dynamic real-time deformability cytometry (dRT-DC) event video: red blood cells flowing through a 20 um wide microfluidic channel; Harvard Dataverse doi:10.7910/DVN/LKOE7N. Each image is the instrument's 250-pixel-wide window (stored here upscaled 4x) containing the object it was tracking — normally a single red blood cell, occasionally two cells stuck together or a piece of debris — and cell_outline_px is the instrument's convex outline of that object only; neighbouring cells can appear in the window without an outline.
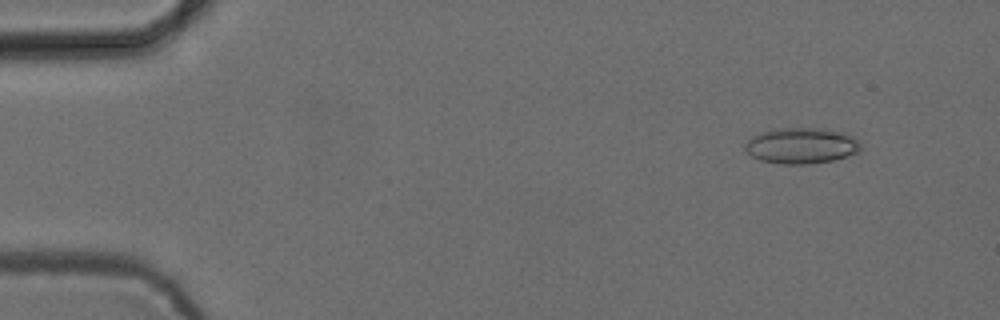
{"species": "common noctule bat (a hibernating species)", "species_latin": "Nyctalus noctula", "temperature_condition": "cold", "stored_images_in_passage": 50, "camera_frame_rate_fps": 3000, "um_per_image_px": 0.085, "animal": {"sex": "female", "body_mass_g": 24.6, "forearm_length_mm": 56.2}, "frame": {"image": 1, "passage_image": 3, "time_ms": 0.667, "image_size_px": [1000, 320], "cell_outline_px": [[860, 152], [832, 160], [808, 164], [784, 164], [760, 160], [752, 156], [744, 148], [744, 144], [752, 136], [760, 132], [776, 128], [824, 128], [844, 132], [860, 140]], "centroid_in_image_um": [68.13, 12.37], "position_along_channel_um": 16.9, "area_um2": 24.33}}
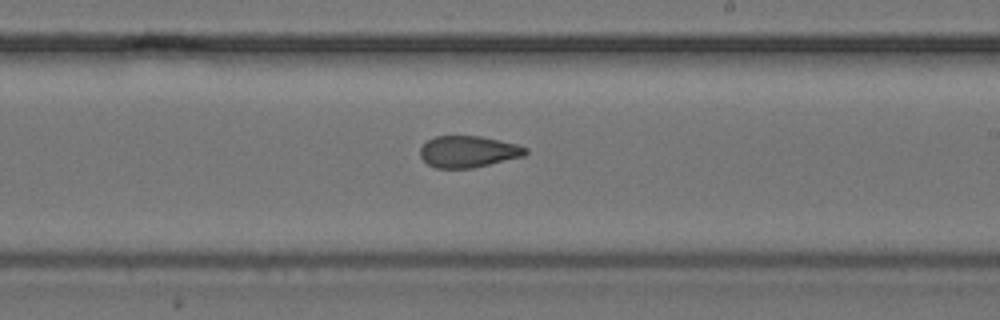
{"frame": {"image": 2, "passage_image": 29, "time_ms": 9.333, "image_size_px": [1000, 320], "cell_outline_px": [[528, 152], [524, 156], [472, 168], [436, 168], [428, 164], [420, 156], [420, 148], [428, 140], [436, 136], [480, 136], [500, 140], [516, 144], [528, 148]], "centroid_in_image_um": [39.81, 12.88], "position_along_channel_um": 249.2, "area_um2": 19.31}}
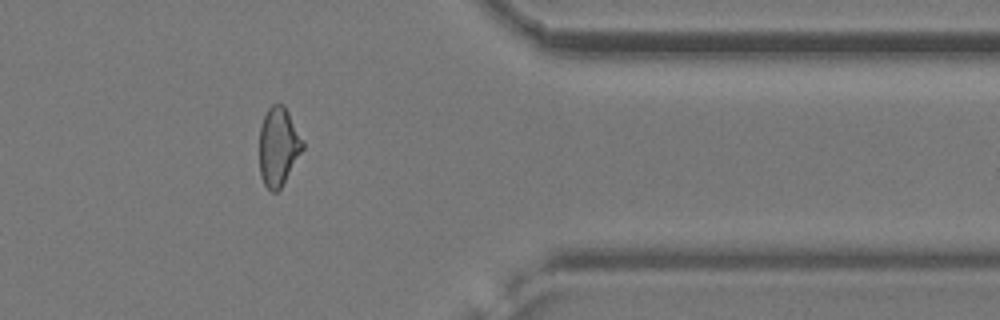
{"frame": {"image": 3, "passage_image": 41, "time_ms": 13.333, "image_size_px": [1000, 320], "cell_outline_px": [[304, 148], [280, 188], [276, 192], [272, 192], [264, 184], [260, 176], [260, 124], [268, 108], [272, 104], [284, 104], [304, 140]], "centroid_in_image_um": [23.67, 12.43], "position_along_channel_um": 387.7, "area_um2": 19.83}, "authors_computed_cell_mechanics": {"area_um2": 20.6346, "velocity_mm_per_s": 3.8854, "shape_relaxation_time_tau1_ms": null, "shape_relaxation_time_tau2_ms": 2.7687, "deformation_change_tau1": null, "deformation_change_tau2": 0.0994}}